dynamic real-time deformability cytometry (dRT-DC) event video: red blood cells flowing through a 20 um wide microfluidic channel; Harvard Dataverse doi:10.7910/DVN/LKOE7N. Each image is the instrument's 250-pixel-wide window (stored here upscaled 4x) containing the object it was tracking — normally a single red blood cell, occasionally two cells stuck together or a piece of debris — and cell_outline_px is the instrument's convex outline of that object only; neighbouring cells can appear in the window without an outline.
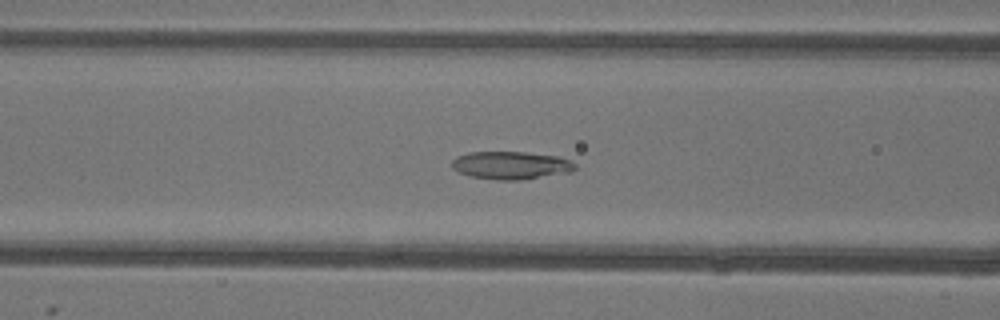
{"species": "common noctule bat (a hibernating species)", "species_latin": "Nyctalus noctula", "temperature_condition": "warm", "stored_images_in_passage": 42, "camera_frame_rate_fps": 3000, "um_per_image_px": 0.085, "animal": {"sex": "female"}, "frame": {"image": 1, "passage_image": 10, "time_ms": 3.0, "image_size_px": [1000, 320], "cell_outline_px": [[576, 168], [572, 172], [520, 180], [496, 180], [472, 176], [460, 172], [452, 168], [452, 160], [456, 156], [468, 152], [524, 152], [560, 156], [572, 160], [576, 164]], "centroid_in_image_um": [43.48, 14.04], "position_along_channel_um": 123.1, "area_um2": 20.17}}
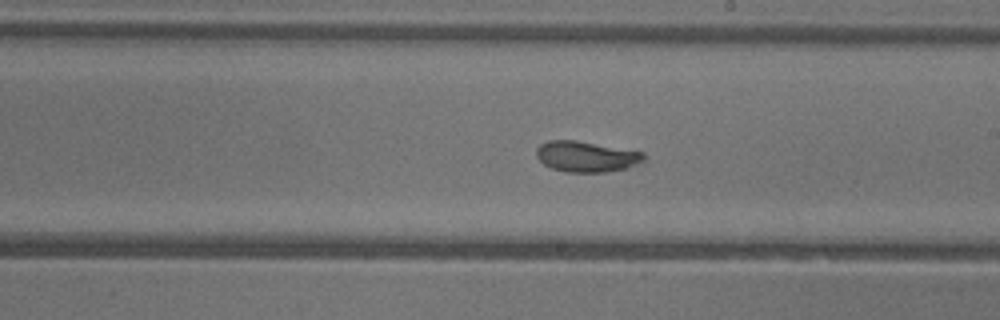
{"frame": {"image": 2, "passage_image": 19, "time_ms": 6.0, "image_size_px": [1000, 320], "cell_outline_px": [[648, 160], [628, 168], [604, 172], [564, 172], [552, 168], [544, 164], [536, 156], [536, 148], [540, 144], [548, 140], [576, 140], [644, 152], [648, 156]], "centroid_in_image_um": [49.88, 13.31], "position_along_channel_um": 239.1, "area_um2": 19.54}}
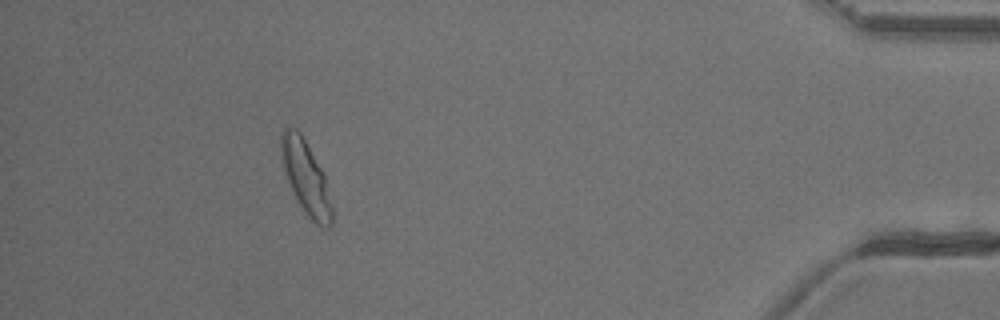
{"frame": {"image": 3, "passage_image": 37, "time_ms": 12.0, "image_size_px": [1000, 320], "cell_outline_px": [[332, 224], [328, 228], [324, 228], [316, 224], [308, 216], [300, 204], [284, 172], [280, 156], [280, 136], [284, 128], [296, 128], [300, 132], [324, 172], [332, 204]], "centroid_in_image_um": [26.0, 15.06], "position_along_channel_um": 409.2, "area_um2": 21.62}, "authors_computed_cell_mechanics": {"area_um2": 19.9121, "velocity_mm_per_s": 3.8702, "shape_relaxation_time_tau1_ms": null, "shape_relaxation_time_tau2_ms": 1.1895, "deformation_change_tau1": null, "deformation_change_tau2": 0.0507}}